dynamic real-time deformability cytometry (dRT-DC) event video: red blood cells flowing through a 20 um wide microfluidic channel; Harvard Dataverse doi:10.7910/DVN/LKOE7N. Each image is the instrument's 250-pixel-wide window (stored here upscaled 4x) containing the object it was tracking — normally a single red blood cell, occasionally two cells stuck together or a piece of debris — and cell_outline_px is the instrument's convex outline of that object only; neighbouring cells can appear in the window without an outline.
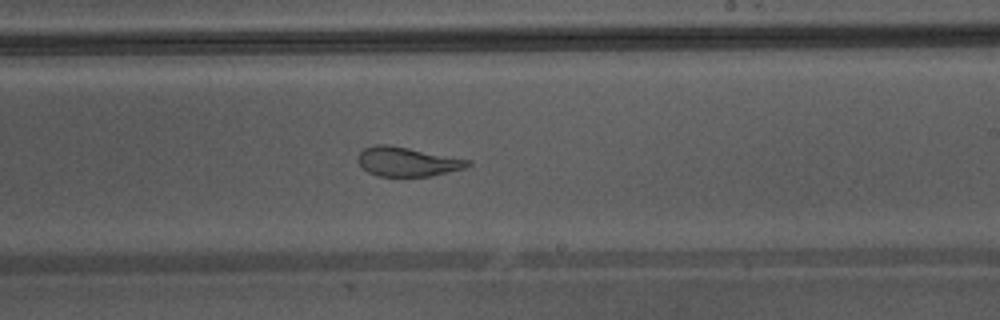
{"species": "Egyptian fruit bat (a non-hibernating species)", "species_latin": "Rousettus aegyptiacus", "temperature_condition": "warm", "stored_images_in_passage": 32, "camera_frame_rate_fps": 3000, "um_per_image_px": 0.085, "animal": {"sex": "male"}, "frame": {"image": 1, "passage_image": 19, "time_ms": 6.0, "image_size_px": [1000, 320], "cell_outline_px": [[472, 164], [464, 168], [432, 176], [376, 176], [368, 172], [360, 164], [360, 152], [364, 148], [376, 144], [388, 144], [472, 160]], "centroid_in_image_um": [34.66, 13.74], "position_along_channel_um": 254.3, "area_um2": 18.61}, "authors_computed_cell_mechanics": {"area_um2": 20.5768, "velocity_mm_per_s": 4.3506, "shape_relaxation_time_tau1_ms": null, "shape_relaxation_time_tau2_ms": 0.7662, "deformation_change_tau1": null, "deformation_change_tau2": 0.0672}}